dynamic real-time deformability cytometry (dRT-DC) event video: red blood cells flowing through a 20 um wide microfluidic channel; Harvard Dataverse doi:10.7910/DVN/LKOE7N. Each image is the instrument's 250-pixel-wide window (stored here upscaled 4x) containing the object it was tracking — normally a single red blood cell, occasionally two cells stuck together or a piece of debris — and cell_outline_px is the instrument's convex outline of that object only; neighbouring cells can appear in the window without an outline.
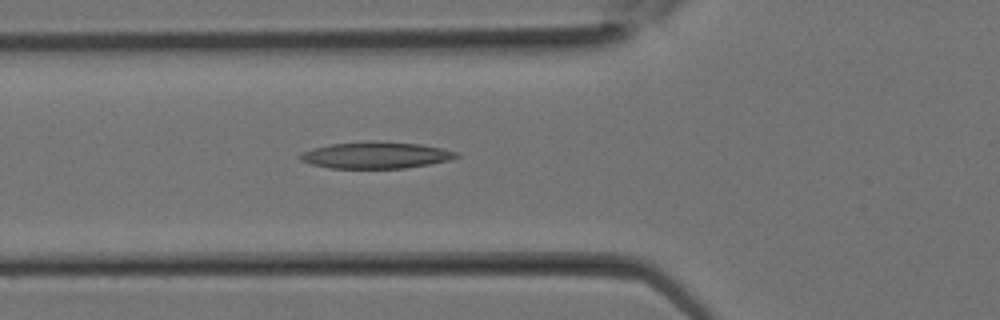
{"species": "Egyptian fruit bat (a non-hibernating species)", "species_latin": "Rousettus aegyptiacus", "temperature_condition": "room temperature", "stored_images_in_passage": 8, "camera_frame_rate_fps": 3000, "um_per_image_px": 0.085, "animal": {"sex": "female"}, "frame": {"image": 1, "passage_image": 8, "time_ms": 2.333, "image_size_px": [1000, 320], "cell_outline_px": [[460, 156], [448, 160], [428, 164], [404, 168], [332, 168], [312, 164], [300, 160], [296, 156], [312, 148], [332, 144], [372, 140], [420, 144], [460, 152]], "centroid_in_image_um": [31.95, 13.18], "position_along_channel_um": 93.9, "area_um2": 24.16}}